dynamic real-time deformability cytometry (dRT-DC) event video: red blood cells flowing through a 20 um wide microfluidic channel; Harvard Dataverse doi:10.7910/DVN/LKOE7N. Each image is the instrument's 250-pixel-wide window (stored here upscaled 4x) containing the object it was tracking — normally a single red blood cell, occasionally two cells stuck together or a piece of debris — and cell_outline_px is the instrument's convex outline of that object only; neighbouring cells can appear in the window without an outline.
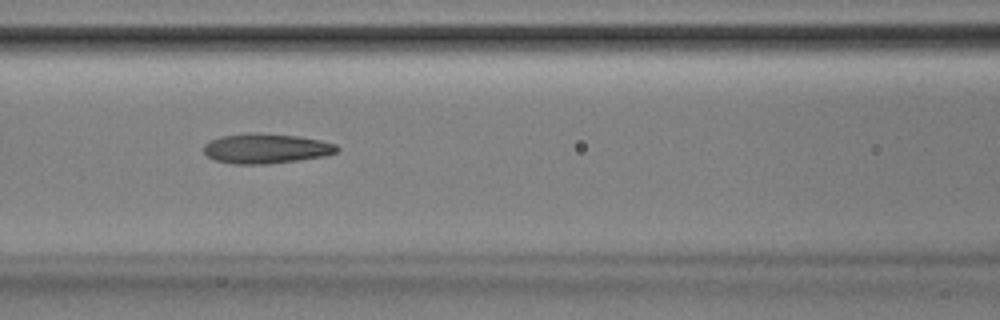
{"species": "Egyptian fruit bat (a non-hibernating species)", "species_latin": "Rousettus aegyptiacus", "temperature_condition": "room temperature", "stored_images_in_passage": 50, "camera_frame_rate_fps": 3000, "um_per_image_px": 0.085, "animal": {"sex": "male"}, "frame": {"image": 1, "passage_image": 23, "time_ms": 7.333, "image_size_px": [1000, 320], "cell_outline_px": [[340, 148], [336, 152], [324, 156], [268, 164], [232, 164], [216, 160], [208, 156], [204, 152], [204, 144], [208, 140], [220, 136], [300, 136], [320, 140], [336, 144]], "centroid_in_image_um": [22.63, 12.67], "position_along_channel_um": 144.0, "area_um2": 22.14}}
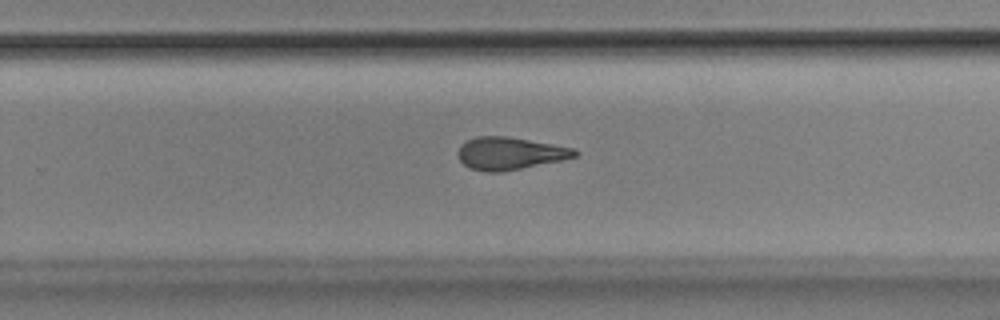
{"frame": {"image": 2, "passage_image": 34, "time_ms": 11.0, "image_size_px": [1000, 320], "cell_outline_px": [[580, 152], [576, 156], [560, 160], [504, 172], [484, 172], [468, 168], [460, 160], [456, 152], [460, 144], [476, 136], [508, 136], [576, 148]], "centroid_in_image_um": [43.31, 13.04], "position_along_channel_um": 286.5, "area_um2": 22.37}}
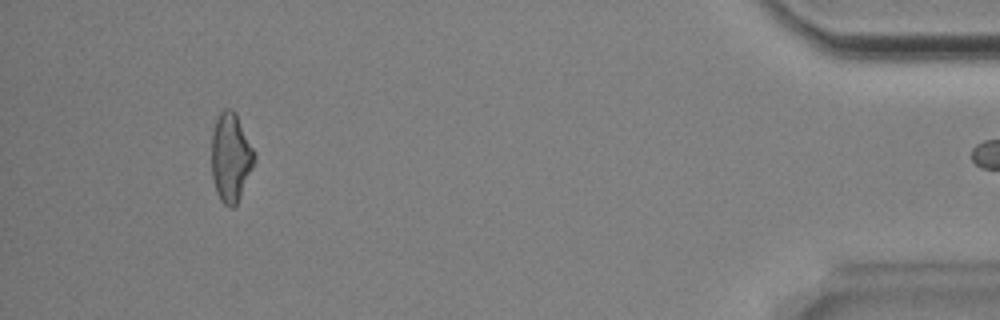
{"frame": {"image": 3, "passage_image": 49, "time_ms": 16.0, "image_size_px": [1000, 320], "cell_outline_px": [[256, 160], [240, 196], [236, 204], [232, 208], [228, 208], [220, 200], [216, 192], [212, 176], [212, 132], [216, 116], [224, 108], [232, 108], [236, 112], [256, 152]], "centroid_in_image_um": [19.62, 13.33], "position_along_channel_um": 415.6, "area_um2": 22.54}}